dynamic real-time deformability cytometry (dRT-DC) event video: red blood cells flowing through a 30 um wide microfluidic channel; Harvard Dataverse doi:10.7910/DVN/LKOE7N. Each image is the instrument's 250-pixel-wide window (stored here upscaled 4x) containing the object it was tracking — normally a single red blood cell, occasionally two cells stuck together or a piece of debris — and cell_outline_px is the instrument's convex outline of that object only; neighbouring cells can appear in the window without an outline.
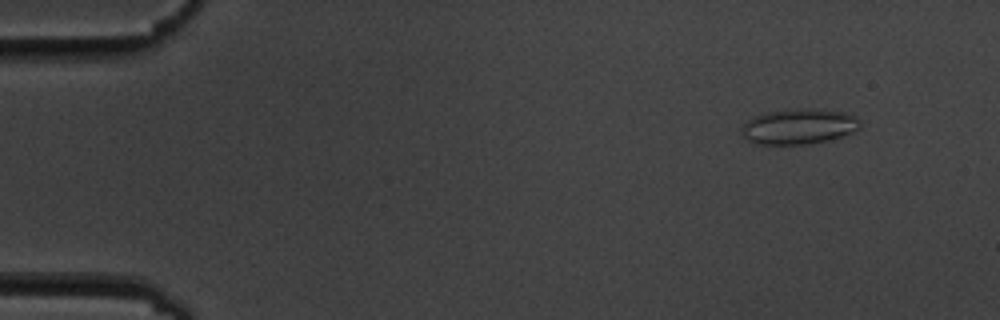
{"species": "common noctule bat (a hibernating species)", "species_latin": "Nyctalus noctula", "temperature_condition": "cold", "stored_images_in_passage": 6, "camera_frame_rate_fps": 3000, "um_per_image_px": 0.085, "animal": {"sex": "male", "body_mass_g": 19.5, "forearm_length_mm": 54.6}, "frame": {"image": 1, "passage_image": 2, "time_ms": 1.333, "image_size_px": [1000, 320], "cell_outline_px": [[860, 128], [852, 132], [828, 140], [812, 144], [760, 144], [748, 140], [744, 136], [740, 128], [748, 120], [756, 116], [768, 112], [804, 108], [816, 108], [848, 112], [856, 116], [860, 120]], "centroid_in_image_um": [67.96, 10.74], "position_along_channel_um": 17.0, "area_um2": 24.45}}
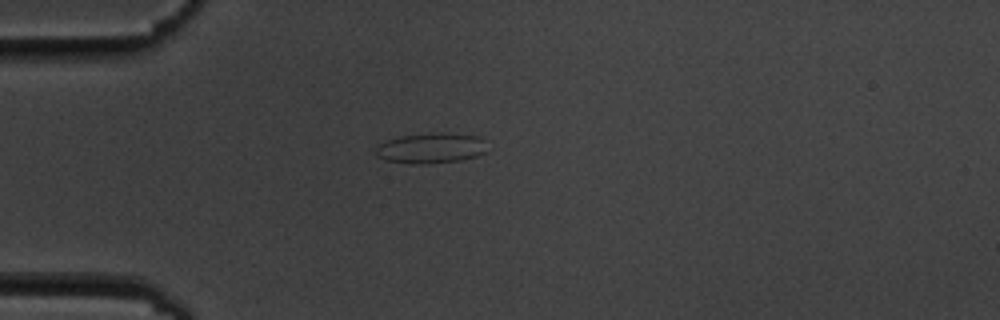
{"frame": {"image": 2, "passage_image": 5, "time_ms": 4.667, "image_size_px": [1000, 320], "cell_outline_px": [[488, 152], [476, 156], [460, 160], [428, 164], [412, 164], [384, 160], [376, 156], [376, 144], [400, 136], [436, 132], [440, 132], [480, 136], [484, 140]], "centroid_in_image_um": [36.64, 12.59], "position_along_channel_um": 48.4, "area_um2": 20.06}}